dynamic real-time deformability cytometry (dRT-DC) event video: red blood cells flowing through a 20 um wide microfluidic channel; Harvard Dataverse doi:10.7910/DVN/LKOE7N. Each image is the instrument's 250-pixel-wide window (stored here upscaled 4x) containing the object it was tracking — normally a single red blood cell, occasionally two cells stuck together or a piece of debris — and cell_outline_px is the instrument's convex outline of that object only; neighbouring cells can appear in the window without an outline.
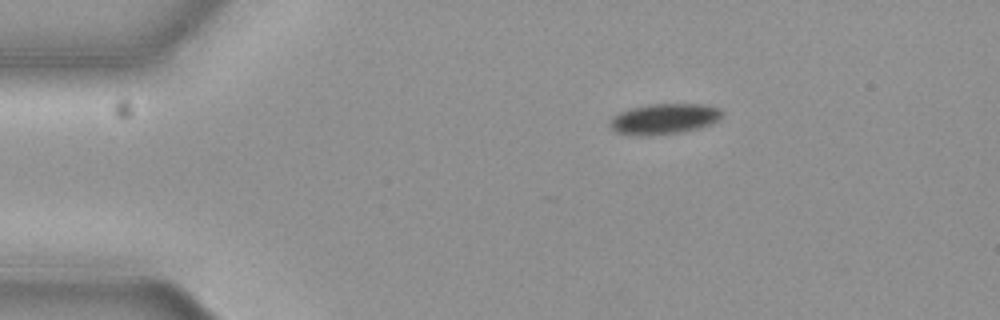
{"species": "common noctule bat (a hibernating species)", "species_latin": "Nyctalus noctula", "temperature_condition": "cold", "stored_images_in_passage": 5, "camera_frame_rate_fps": 3000, "um_per_image_px": 0.085, "animal": {"sex": "female", "body_mass_g": 19.3, "forearm_length_mm": 54.1}, "frame": {"image": 1, "passage_image": 1, "time_ms": 0.0, "image_size_px": [1000, 320], "cell_outline_px": [[720, 116], [712, 124], [700, 128], [680, 132], [640, 136], [616, 132], [608, 124], [612, 116], [620, 112], [632, 108], [648, 104], [700, 104], [720, 108]], "centroid_in_image_um": [56.41, 10.1], "position_along_channel_um": 28.6, "area_um2": 19.77}}